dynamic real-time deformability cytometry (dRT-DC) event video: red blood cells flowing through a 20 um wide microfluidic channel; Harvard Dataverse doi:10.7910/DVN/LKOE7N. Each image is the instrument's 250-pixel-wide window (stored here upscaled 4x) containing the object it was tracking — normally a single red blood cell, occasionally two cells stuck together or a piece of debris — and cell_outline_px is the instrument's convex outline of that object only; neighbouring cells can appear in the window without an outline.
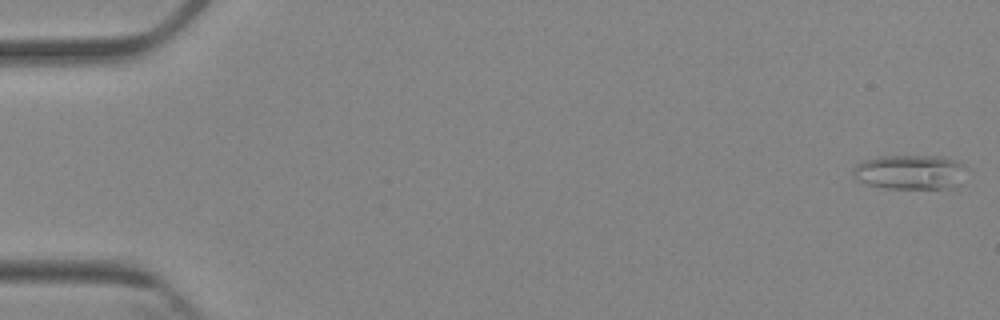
{"species": "Egyptian fruit bat (a non-hibernating species)", "species_latin": "Rousettus aegyptiacus", "temperature_condition": "cold", "stored_images_in_passage": 6, "camera_frame_rate_fps": 3000, "um_per_image_px": 0.085, "animal": {"sex": "female"}, "frame": {"image": 1, "passage_image": 1, "time_ms": 0.0, "image_size_px": [1000, 320], "cell_outline_px": [[968, 168], [952, 188], [884, 188], [868, 184], [856, 180], [852, 172], [852, 168], [856, 164], [864, 160], [880, 156], [940, 156], [956, 160], [964, 164]], "centroid_in_image_um": [77.32, 14.61], "position_along_channel_um": 7.7, "area_um2": 22.83}}